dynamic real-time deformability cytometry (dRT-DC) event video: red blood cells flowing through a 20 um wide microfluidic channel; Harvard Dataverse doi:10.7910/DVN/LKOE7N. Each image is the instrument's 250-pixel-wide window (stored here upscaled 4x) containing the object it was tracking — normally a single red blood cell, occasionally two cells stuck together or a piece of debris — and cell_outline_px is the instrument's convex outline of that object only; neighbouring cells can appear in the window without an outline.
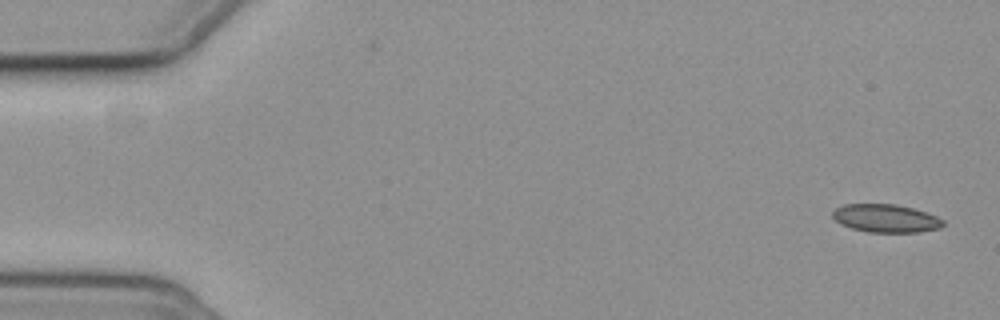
{"species": "common noctule bat (a hibernating species)", "species_latin": "Nyctalus noctula", "temperature_condition": "cold", "stored_images_in_passage": 8, "camera_frame_rate_fps": 3000, "um_per_image_px": 0.085, "animal": {"sex": "female", "body_mass_g": 19.3, "forearm_length_mm": 54.1}, "frame": {"image": 1, "passage_image": 1, "time_ms": 0.0, "image_size_px": [1000, 320], "cell_outline_px": [[944, 224], [940, 228], [920, 232], [868, 232], [852, 228], [840, 224], [832, 216], [832, 212], [836, 208], [844, 204], [896, 204], [912, 208], [936, 216], [944, 220]], "centroid_in_image_um": [75.29, 18.56], "position_along_channel_um": 9.7, "area_um2": 18.03}}
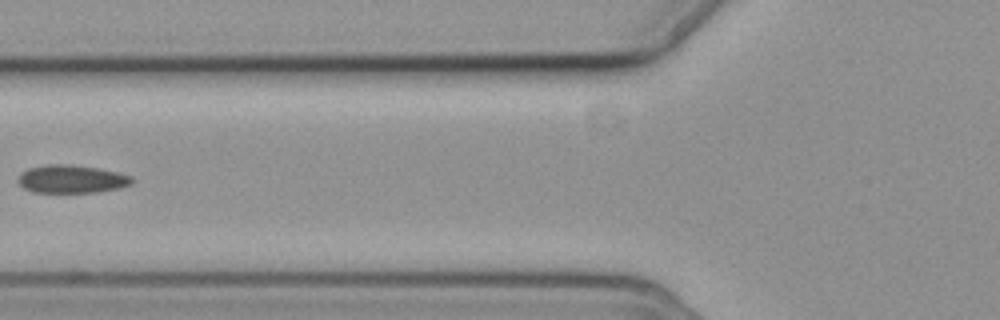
{"frame": {"image": 2, "passage_image": 7, "time_ms": 7.0, "image_size_px": [1000, 320], "cell_outline_px": [[136, 180], [132, 184], [116, 188], [96, 192], [32, 192], [24, 188], [16, 180], [28, 168], [48, 164], [60, 164], [96, 168], [116, 172], [132, 176]], "centroid_in_image_um": [6.09, 15.22], "position_along_channel_um": 119.7, "area_um2": 18.32}}
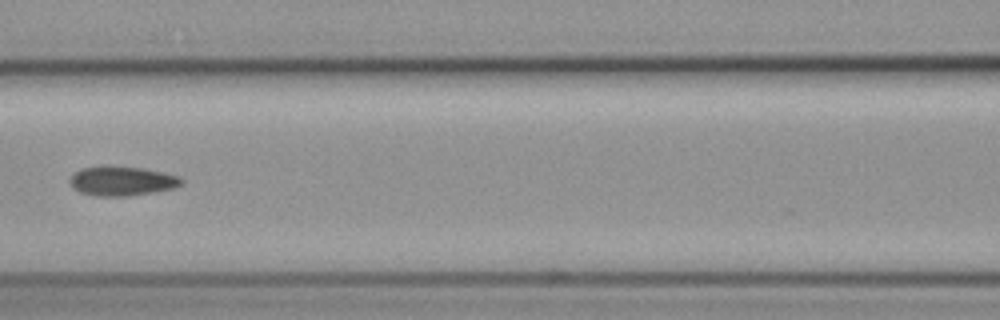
{"frame": {"image": 3, "passage_image": 8, "time_ms": 8.0, "image_size_px": [1000, 320], "cell_outline_px": [[184, 184], [176, 188], [128, 196], [96, 196], [80, 192], [72, 188], [68, 180], [76, 172], [84, 168], [144, 168], [180, 176], [184, 180]], "centroid_in_image_um": [10.43, 15.42], "position_along_channel_um": 156.2, "area_um2": 18.67}}